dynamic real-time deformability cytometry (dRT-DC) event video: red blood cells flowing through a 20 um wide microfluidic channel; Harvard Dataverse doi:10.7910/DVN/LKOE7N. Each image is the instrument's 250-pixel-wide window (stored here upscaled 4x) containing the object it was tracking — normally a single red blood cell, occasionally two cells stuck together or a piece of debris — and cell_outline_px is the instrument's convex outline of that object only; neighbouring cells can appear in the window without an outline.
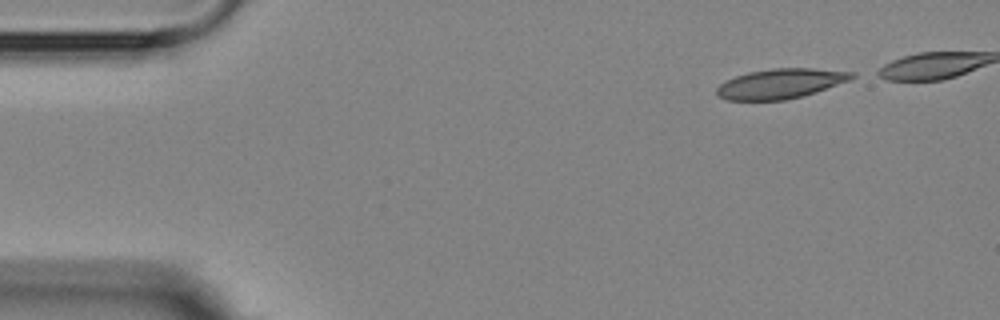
{"species": "Egyptian fruit bat (a non-hibernating species)", "species_latin": "Rousettus aegyptiacus", "temperature_condition": "room temperature", "stored_images_in_passage": 3, "camera_frame_rate_fps": 3000, "um_per_image_px": 0.085, "animal": {"sex": "female"}, "frame": {"image": 1, "passage_image": 1, "time_ms": 0.0, "image_size_px": [1000, 320], "cell_outline_px": [[860, 76], [852, 80], [804, 96], [784, 100], [728, 100], [720, 96], [716, 92], [716, 88], [720, 84], [736, 76], [748, 72], [772, 68], [812, 68], [856, 72]], "centroid_in_image_um": [66.45, 7.1], "position_along_channel_um": 18.6, "area_um2": 23.7}}